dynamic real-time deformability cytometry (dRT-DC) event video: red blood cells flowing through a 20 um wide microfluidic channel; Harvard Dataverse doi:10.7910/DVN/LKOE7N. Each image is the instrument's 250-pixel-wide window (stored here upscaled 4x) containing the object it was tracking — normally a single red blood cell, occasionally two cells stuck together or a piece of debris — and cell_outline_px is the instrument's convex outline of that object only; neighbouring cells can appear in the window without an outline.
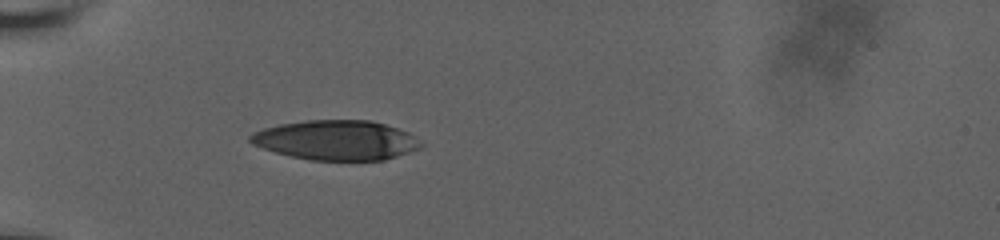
{"species": "human", "species_latin": "Homo sapiens", "temperature_condition": "room temperature", "stored_images_in_passage": 36, "camera_frame_rate_fps": 3000, "um_per_image_px": 0.085, "donor": {"sex": "male"}, "frame": {"image": 1, "passage_image": 1, "time_ms": 0.0, "image_size_px": [1000, 240], "cell_outline_px": [[424, 144], [420, 148], [384, 160], [312, 160], [292, 156], [276, 152], [252, 144], [248, 140], [248, 136], [252, 132], [264, 128], [280, 124], [308, 120], [372, 120], [408, 132]], "centroid_in_image_um": [28.57, 11.91], "position_along_channel_um": 56.4, "area_um2": 39.3}}
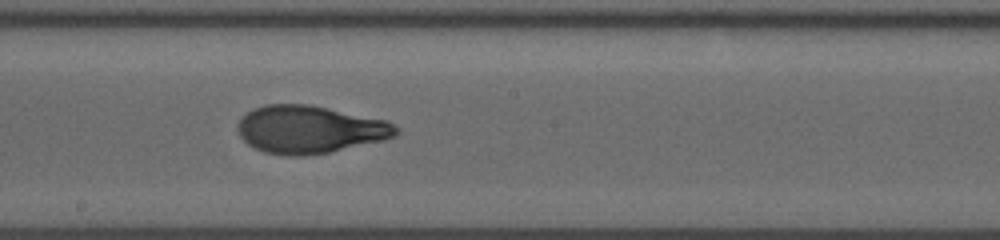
{"frame": {"image": 2, "passage_image": 16, "time_ms": 5.0, "image_size_px": [1000, 240], "cell_outline_px": [[400, 128], [396, 136], [384, 140], [328, 152], [300, 156], [288, 156], [264, 152], [248, 144], [240, 136], [236, 128], [240, 120], [252, 108], [264, 104], [308, 104], [388, 120]], "centroid_in_image_um": [26.34, 10.99], "position_along_channel_um": 221.9, "area_um2": 44.04}}
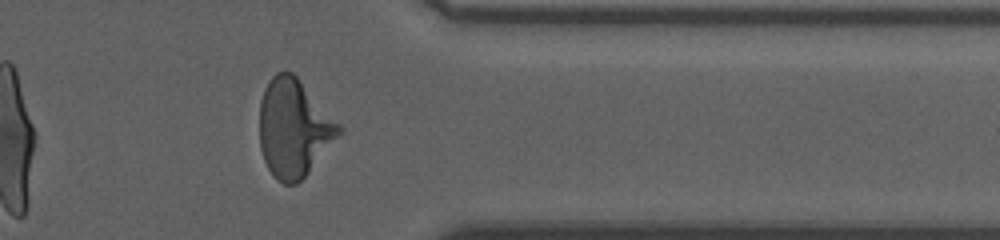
{"frame": {"image": 3, "passage_image": 30, "time_ms": 9.667, "image_size_px": [1000, 240], "cell_outline_px": [[344, 128], [308, 172], [296, 184], [284, 184], [276, 180], [272, 176], [264, 160], [260, 148], [260, 100], [264, 88], [268, 80], [276, 72], [284, 68], [292, 72], [296, 76]], "centroid_in_image_um": [24.93, 10.86], "position_along_channel_um": 386.5, "area_um2": 45.08}, "authors_computed_cell_mechanics": {"area_um2": 43.0899, "velocity_mm_per_s": 3.6576, "shape_relaxation_time_tau1_ms": 5.8506, "shape_relaxation_time_tau2_ms": 1.0622, "deformation_change_tau1": 0.2583, "deformation_change_tau2": 0.0752}}